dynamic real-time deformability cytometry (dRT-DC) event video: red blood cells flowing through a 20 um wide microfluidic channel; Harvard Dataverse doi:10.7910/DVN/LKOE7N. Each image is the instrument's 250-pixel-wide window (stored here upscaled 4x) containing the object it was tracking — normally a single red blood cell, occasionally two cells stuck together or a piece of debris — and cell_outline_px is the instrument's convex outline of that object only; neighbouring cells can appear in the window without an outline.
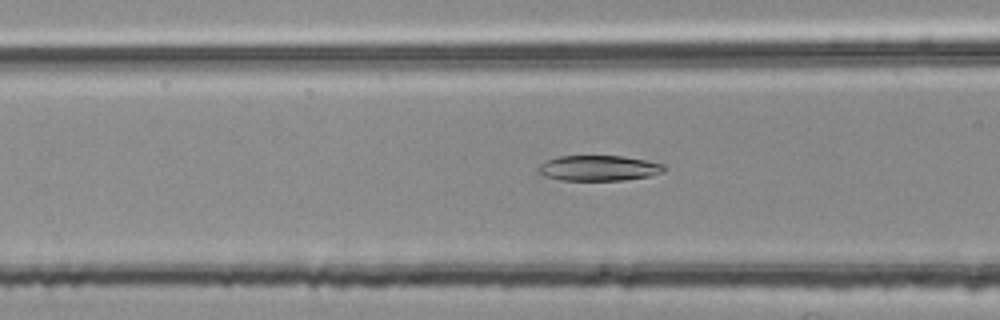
{"species": "common noctule bat (a hibernating species)", "species_latin": "Nyctalus noctula", "temperature_condition": "room temperature", "stored_images_in_passage": 34, "camera_frame_rate_fps": 3000, "um_per_image_px": 0.085, "animal": {"sex": "female", "body_mass_g": 25.1}, "frame": {"image": 1, "passage_image": 11, "time_ms": 3.333, "image_size_px": [1000, 320], "cell_outline_px": [[668, 168], [664, 172], [648, 176], [624, 180], [560, 180], [544, 176], [536, 172], [536, 168], [540, 164], [556, 156], [624, 156], [664, 164]], "centroid_in_image_um": [50.87, 14.29], "position_along_channel_um": 115.7, "area_um2": 18.79}}
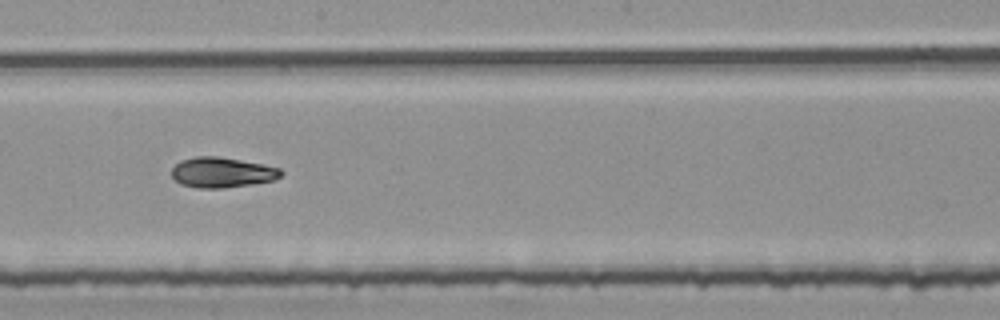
{"frame": {"image": 2, "passage_image": 20, "time_ms": 6.333, "image_size_px": [1000, 320], "cell_outline_px": [[284, 172], [280, 176], [272, 180], [252, 184], [224, 188], [196, 188], [180, 184], [172, 176], [172, 168], [180, 160], [196, 156], [220, 156], [280, 168]], "centroid_in_image_um": [18.84, 14.65], "position_along_channel_um": 229.4, "area_um2": 19.25}}
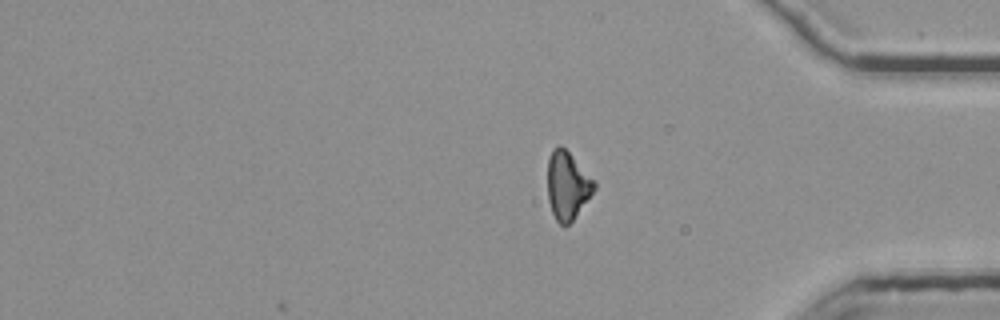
{"frame": {"image": 3, "passage_image": 34, "time_ms": 11.0, "image_size_px": [1000, 320], "cell_outline_px": [[596, 188], [572, 220], [568, 224], [560, 224], [556, 220], [552, 212], [548, 200], [548, 160], [552, 148], [560, 144], [572, 156], [596, 184]], "centroid_in_image_um": [48.2, 15.75], "position_along_channel_um": 387.0, "area_um2": 17.98}, "authors_computed_cell_mechanics": {"area_um2": 19.2474, "velocity_mm_per_s": 3.782, "shape_relaxation_time_tau1_ms": 4.6856, "shape_relaxation_time_tau2_ms": 4.7539, "deformation_change_tau1": 0.1626, "deformation_change_tau2": 0.1137}}